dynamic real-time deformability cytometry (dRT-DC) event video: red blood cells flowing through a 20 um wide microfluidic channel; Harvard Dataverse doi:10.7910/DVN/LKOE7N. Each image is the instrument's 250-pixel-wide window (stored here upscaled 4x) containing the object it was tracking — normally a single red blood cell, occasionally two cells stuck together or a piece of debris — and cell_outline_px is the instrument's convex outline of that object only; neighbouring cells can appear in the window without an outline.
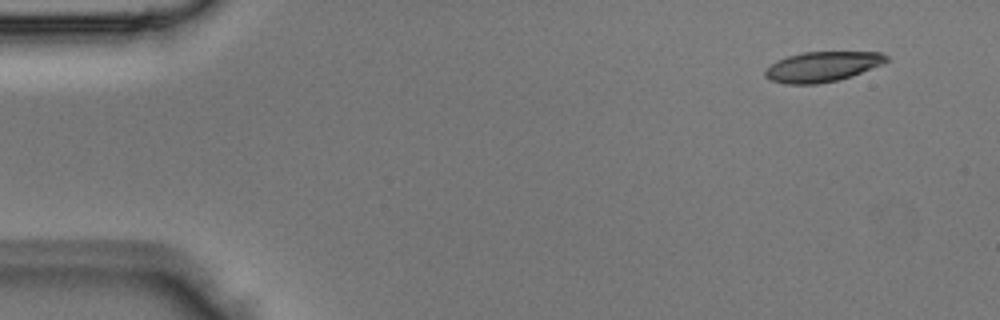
{"species": "Egyptian fruit bat (a non-hibernating species)", "species_latin": "Rousettus aegyptiacus", "temperature_condition": "room temperature", "stored_images_in_passage": 4, "camera_frame_rate_fps": 3000, "um_per_image_px": 0.085, "animal": {"sex": "male"}, "frame": {"image": 1, "passage_image": 1, "time_ms": 0.0, "image_size_px": [1000, 320], "cell_outline_px": [[888, 60], [884, 64], [852, 76], [836, 80], [816, 84], [788, 84], [772, 80], [764, 76], [764, 68], [776, 60], [788, 56], [804, 52], [880, 52], [888, 56]], "centroid_in_image_um": [69.89, 5.66], "position_along_channel_um": 15.1, "area_um2": 21.33}}
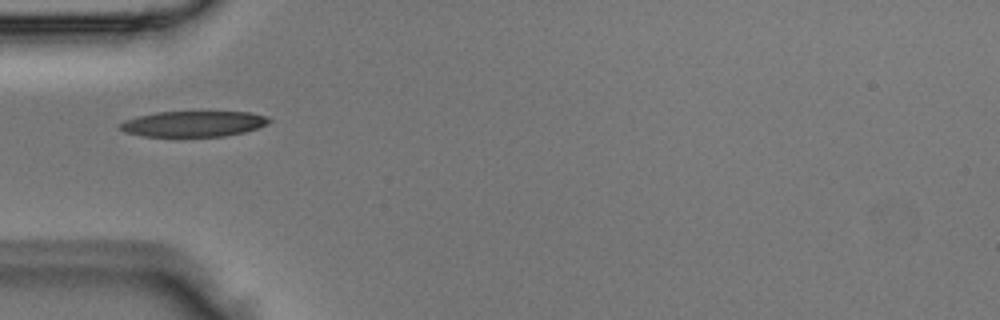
{"frame": {"image": 2, "passage_image": 3, "time_ms": 0.667, "image_size_px": [1000, 320], "cell_outline_px": [[272, 120], [268, 124], [244, 132], [224, 136], [180, 140], [176, 140], [140, 136], [124, 132], [120, 128], [120, 124], [124, 120], [156, 112], [252, 112], [268, 116]], "centroid_in_image_um": [16.41, 10.58], "position_along_channel_um": 68.6, "area_um2": 23.52}}